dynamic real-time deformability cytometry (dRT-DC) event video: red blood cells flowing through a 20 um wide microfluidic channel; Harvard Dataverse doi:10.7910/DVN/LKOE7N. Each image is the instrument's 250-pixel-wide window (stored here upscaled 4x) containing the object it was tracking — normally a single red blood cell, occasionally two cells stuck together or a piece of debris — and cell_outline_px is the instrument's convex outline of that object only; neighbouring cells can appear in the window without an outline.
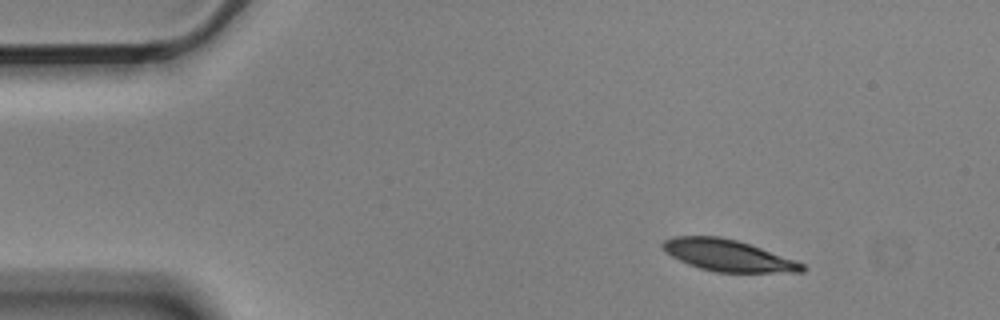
{"species": "Egyptian fruit bat (a non-hibernating species)", "species_latin": "Rousettus aegyptiacus", "temperature_condition": "cold", "stored_images_in_passage": 4, "camera_frame_rate_fps": 3000, "um_per_image_px": 0.085, "animal": {"sex": "male"}, "frame": {"image": 1, "passage_image": 2, "time_ms": 0.333, "image_size_px": [1000, 320], "cell_outline_px": [[808, 268], [804, 272], [716, 272], [700, 268], [688, 264], [664, 252], [660, 244], [664, 240], [672, 236], [720, 236], [736, 240], [796, 260], [804, 264]], "centroid_in_image_um": [61.86, 21.71], "position_along_channel_um": 23.1, "area_um2": 25.61}}